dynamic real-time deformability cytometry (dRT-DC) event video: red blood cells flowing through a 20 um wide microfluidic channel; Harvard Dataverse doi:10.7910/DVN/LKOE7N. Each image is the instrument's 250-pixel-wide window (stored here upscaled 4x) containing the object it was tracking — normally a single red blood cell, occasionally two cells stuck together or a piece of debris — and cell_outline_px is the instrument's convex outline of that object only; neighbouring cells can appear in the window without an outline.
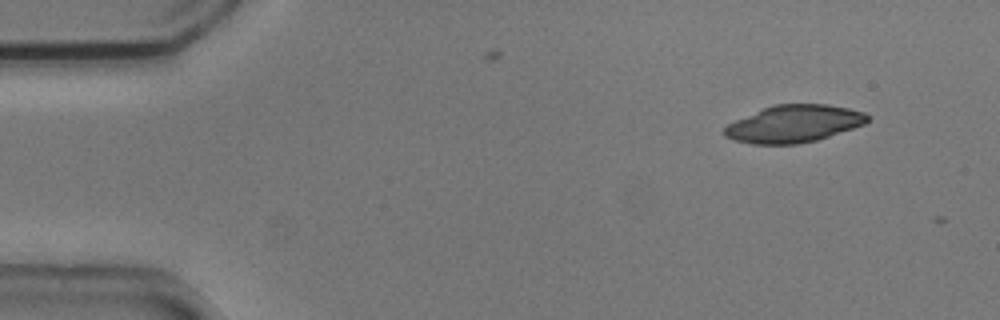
{"species": "common noctule bat (a hibernating species)", "species_latin": "Nyctalus noctula", "temperature_condition": "cold", "stored_images_in_passage": 3, "camera_frame_rate_fps": 3000, "um_per_image_px": 0.085, "animal": {"sex": "male", "body_mass_g": 20.5, "forearm_length_mm": 52.5}, "frame": {"image": 1, "passage_image": 1, "time_ms": 0.0, "image_size_px": [1000, 320], "cell_outline_px": [[868, 120], [864, 124], [816, 140], [796, 144], [752, 144], [736, 140], [724, 136], [724, 128], [728, 124], [736, 120], [764, 108], [776, 104], [828, 104], [848, 108], [864, 112], [868, 116]], "centroid_in_image_um": [67.47, 10.52], "position_along_channel_um": 17.5, "area_um2": 30.63}}